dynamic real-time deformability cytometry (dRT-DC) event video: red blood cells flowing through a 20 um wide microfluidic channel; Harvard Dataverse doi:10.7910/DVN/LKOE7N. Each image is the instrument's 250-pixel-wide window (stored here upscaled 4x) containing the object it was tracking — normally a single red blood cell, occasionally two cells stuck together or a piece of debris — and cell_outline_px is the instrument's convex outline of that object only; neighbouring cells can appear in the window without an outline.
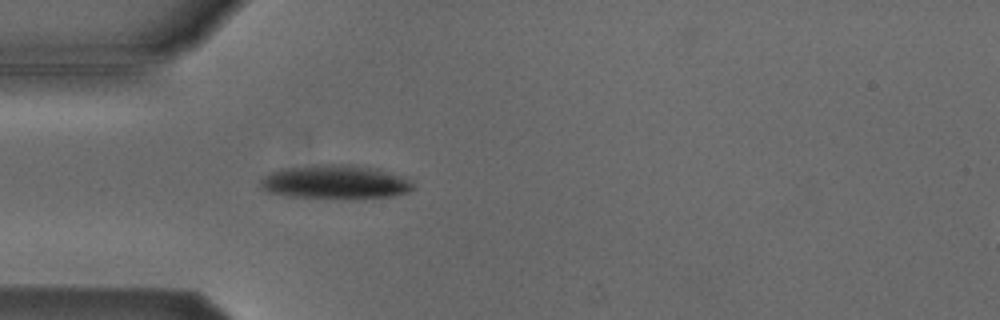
{"species": "Egyptian fruit bat (a non-hibernating species)", "species_latin": "Rousettus aegyptiacus", "temperature_condition": "cold", "stored_images_in_passage": 35, "camera_frame_rate_fps": 3000, "um_per_image_px": 0.085, "animal": {"sex": "male"}, "frame": {"image": 1, "passage_image": 1, "time_ms": 0.0, "image_size_px": [1000, 320], "cell_outline_px": [[412, 188], [408, 192], [392, 196], [352, 200], [288, 196], [268, 192], [260, 188], [260, 180], [272, 172], [280, 168], [320, 164], [352, 164], [380, 168], [408, 180], [412, 184]], "centroid_in_image_um": [28.48, 15.48], "position_along_channel_um": 56.5, "area_um2": 30.69}}
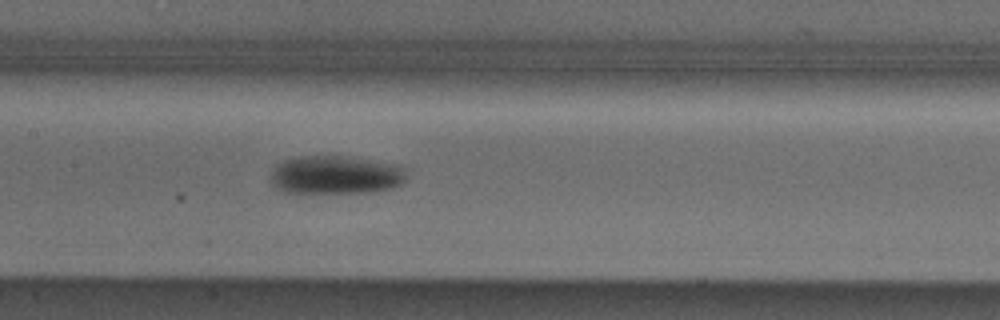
{"frame": {"image": 2, "passage_image": 11, "time_ms": 3.333, "image_size_px": [1000, 320], "cell_outline_px": [[404, 184], [392, 188], [368, 192], [284, 192], [276, 188], [272, 184], [268, 176], [276, 164], [284, 160], [296, 156], [340, 156], [400, 164], [404, 168]], "centroid_in_image_um": [28.49, 14.86], "position_along_channel_um": 178.9, "area_um2": 30.52}}
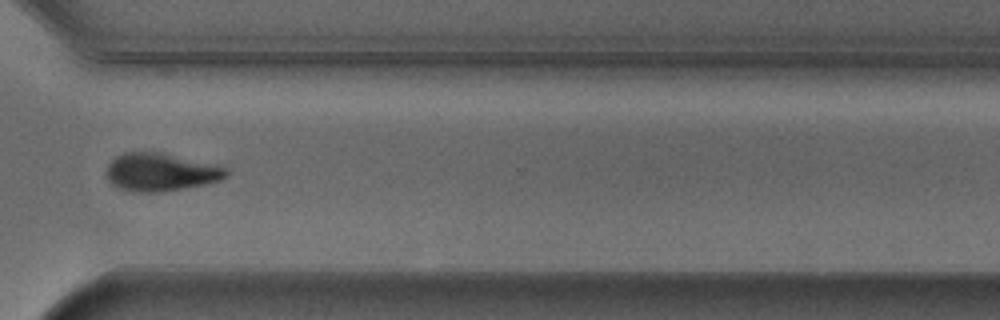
{"frame": {"image": 3, "passage_image": 25, "time_ms": 8.0, "image_size_px": [1000, 320], "cell_outline_px": [[228, 176], [220, 180], [204, 184], [164, 192], [132, 192], [120, 188], [112, 184], [108, 180], [108, 164], [116, 156], [124, 152], [160, 152], [216, 164], [228, 168]], "centroid_in_image_um": [13.68, 14.63], "position_along_channel_um": 356.9, "area_um2": 26.53}, "authors_computed_cell_mechanics": {"area_um2": 29.3624, "velocity_mm_per_s": 3.8169, "shape_relaxation_time_tau1_ms": 2.1566, "shape_relaxation_time_tau2_ms": null, "deformation_change_tau1": 0.1203, "deformation_change_tau2": null}}